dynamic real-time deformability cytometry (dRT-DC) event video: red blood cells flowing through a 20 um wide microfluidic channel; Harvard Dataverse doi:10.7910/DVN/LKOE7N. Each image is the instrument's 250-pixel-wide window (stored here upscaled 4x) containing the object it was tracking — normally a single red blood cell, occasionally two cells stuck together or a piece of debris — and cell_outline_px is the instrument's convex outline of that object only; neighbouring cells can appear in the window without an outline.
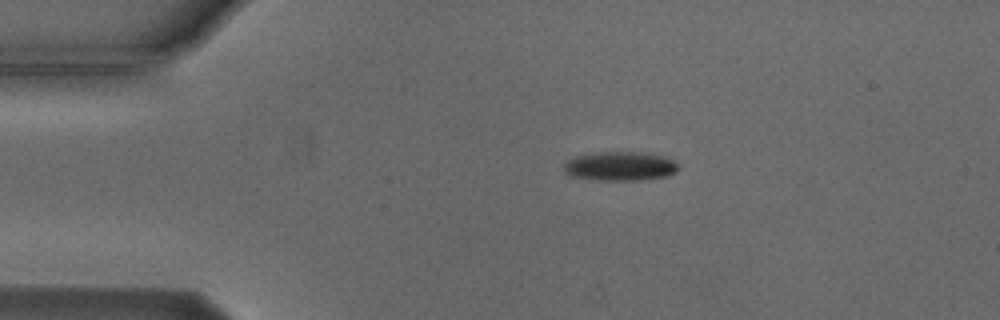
{"species": "Egyptian fruit bat (a non-hibernating species)", "species_latin": "Rousettus aegyptiacus", "temperature_condition": "cold", "stored_images_in_passage": 3, "camera_frame_rate_fps": 3000, "um_per_image_px": 0.085, "animal": {"sex": "male"}, "frame": {"image": 1, "passage_image": 1, "time_ms": 0.0, "image_size_px": [1000, 320], "cell_outline_px": [[680, 168], [664, 176], [636, 180], [600, 180], [568, 176], [564, 172], [564, 164], [568, 160], [576, 156], [600, 152], [644, 152], [664, 156], [672, 160]], "centroid_in_image_um": [52.66, 14.12], "position_along_channel_um": 32.3, "area_um2": 19.19}}
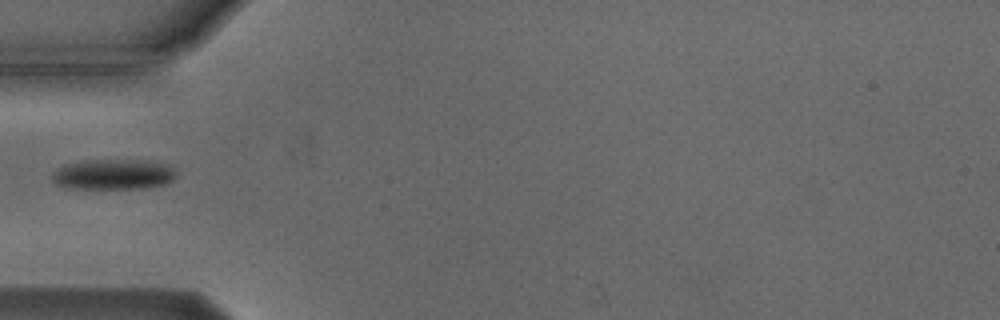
{"frame": {"image": 2, "passage_image": 3, "time_ms": 2.333, "image_size_px": [1000, 320], "cell_outline_px": [[176, 176], [172, 180], [164, 184], [144, 188], [72, 188], [56, 184], [52, 180], [52, 172], [64, 164], [84, 160], [148, 160], [172, 168], [176, 172]], "centroid_in_image_um": [9.59, 14.81], "position_along_channel_um": 75.4, "area_um2": 21.79}}